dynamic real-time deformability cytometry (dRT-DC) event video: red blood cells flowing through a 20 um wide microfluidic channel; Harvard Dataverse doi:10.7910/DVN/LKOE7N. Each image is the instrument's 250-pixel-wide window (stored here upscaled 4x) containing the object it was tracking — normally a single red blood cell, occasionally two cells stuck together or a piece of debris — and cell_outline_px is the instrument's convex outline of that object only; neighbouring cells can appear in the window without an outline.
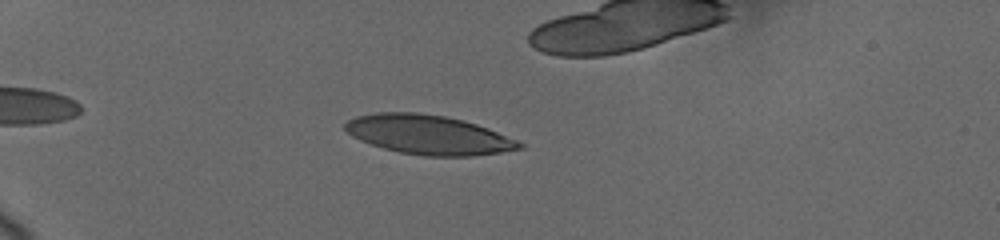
{"species": "human", "species_latin": "Homo sapiens", "temperature_condition": "cold", "stored_images_in_passage": 40, "camera_frame_rate_fps": 3000, "um_per_image_px": 0.085, "donor": {"sex": "female"}, "frame": {"image": 1, "passage_image": 19, "time_ms": 3.0, "image_size_px": [1000, 240], "cell_outline_px": [[524, 148], [500, 152], [472, 156], [424, 156], [400, 152], [384, 148], [360, 140], [352, 136], [344, 128], [344, 124], [348, 120], [356, 116], [376, 112], [416, 112], [444, 116], [476, 124], [488, 128], [516, 140], [524, 144]], "centroid_in_image_um": [36.4, 11.45], "position_along_channel_um": 48.6, "area_um2": 39.65}}
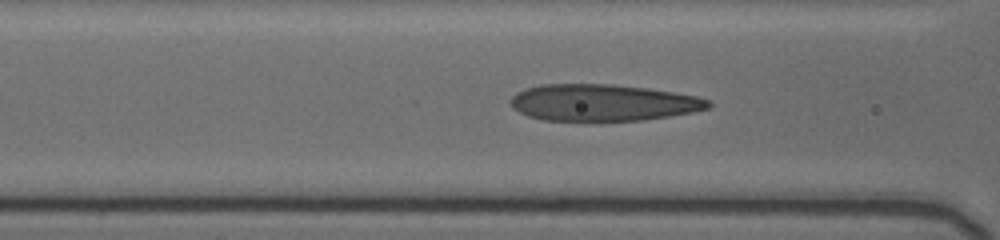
{"frame": {"image": 2, "passage_image": 35, "time_ms": 6.0, "image_size_px": [1000, 240], "cell_outline_px": [[712, 104], [708, 108], [692, 112], [644, 120], [544, 120], [528, 116], [512, 108], [512, 96], [516, 92], [540, 84], [612, 84], [648, 88], [696, 96], [708, 100]], "centroid_in_image_um": [51.23, 8.71], "position_along_channel_um": 115.4, "area_um2": 41.91}}